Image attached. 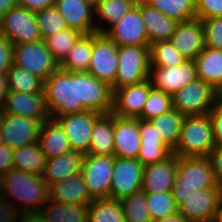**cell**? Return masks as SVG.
<instances>
[{"mask_svg":"<svg viewBox=\"0 0 222 222\" xmlns=\"http://www.w3.org/2000/svg\"><path fill=\"white\" fill-rule=\"evenodd\" d=\"M169 41L188 60H194L205 49L201 19L178 22Z\"/></svg>","mask_w":222,"mask_h":222,"instance_id":"ac0fdd59","label":"cell"},{"mask_svg":"<svg viewBox=\"0 0 222 222\" xmlns=\"http://www.w3.org/2000/svg\"><path fill=\"white\" fill-rule=\"evenodd\" d=\"M184 118V115L172 109L169 112L150 119L149 122L154 126L163 142L173 151L178 144Z\"/></svg>","mask_w":222,"mask_h":222,"instance_id":"d6a6232c","label":"cell"},{"mask_svg":"<svg viewBox=\"0 0 222 222\" xmlns=\"http://www.w3.org/2000/svg\"><path fill=\"white\" fill-rule=\"evenodd\" d=\"M7 93H8L7 74H0V108L4 103Z\"/></svg>","mask_w":222,"mask_h":222,"instance_id":"11a10c76","label":"cell"},{"mask_svg":"<svg viewBox=\"0 0 222 222\" xmlns=\"http://www.w3.org/2000/svg\"><path fill=\"white\" fill-rule=\"evenodd\" d=\"M99 113L86 110L82 113L68 114L56 120L64 129L72 151L87 154L94 122Z\"/></svg>","mask_w":222,"mask_h":222,"instance_id":"2e32d148","label":"cell"},{"mask_svg":"<svg viewBox=\"0 0 222 222\" xmlns=\"http://www.w3.org/2000/svg\"><path fill=\"white\" fill-rule=\"evenodd\" d=\"M145 25L149 45L169 40L173 34L177 21L164 15L161 11L150 6L148 3L139 6Z\"/></svg>","mask_w":222,"mask_h":222,"instance_id":"484cf974","label":"cell"},{"mask_svg":"<svg viewBox=\"0 0 222 222\" xmlns=\"http://www.w3.org/2000/svg\"><path fill=\"white\" fill-rule=\"evenodd\" d=\"M0 34L13 45L42 40L35 13L19 4L0 19Z\"/></svg>","mask_w":222,"mask_h":222,"instance_id":"9c48e42d","label":"cell"},{"mask_svg":"<svg viewBox=\"0 0 222 222\" xmlns=\"http://www.w3.org/2000/svg\"><path fill=\"white\" fill-rule=\"evenodd\" d=\"M140 143L139 119L114 114V157L137 159Z\"/></svg>","mask_w":222,"mask_h":222,"instance_id":"d6986e66","label":"cell"},{"mask_svg":"<svg viewBox=\"0 0 222 222\" xmlns=\"http://www.w3.org/2000/svg\"><path fill=\"white\" fill-rule=\"evenodd\" d=\"M125 222H151L147 208L146 194L143 191L120 200Z\"/></svg>","mask_w":222,"mask_h":222,"instance_id":"60d3db41","label":"cell"},{"mask_svg":"<svg viewBox=\"0 0 222 222\" xmlns=\"http://www.w3.org/2000/svg\"><path fill=\"white\" fill-rule=\"evenodd\" d=\"M208 188H220L209 157H178L177 172L171 189L176 205L179 207L193 191Z\"/></svg>","mask_w":222,"mask_h":222,"instance_id":"3957f363","label":"cell"},{"mask_svg":"<svg viewBox=\"0 0 222 222\" xmlns=\"http://www.w3.org/2000/svg\"><path fill=\"white\" fill-rule=\"evenodd\" d=\"M201 20L204 27L205 47L222 50V17Z\"/></svg>","mask_w":222,"mask_h":222,"instance_id":"ee69618b","label":"cell"},{"mask_svg":"<svg viewBox=\"0 0 222 222\" xmlns=\"http://www.w3.org/2000/svg\"><path fill=\"white\" fill-rule=\"evenodd\" d=\"M151 222L162 219L178 211V206L170 192L145 193Z\"/></svg>","mask_w":222,"mask_h":222,"instance_id":"ab89813d","label":"cell"},{"mask_svg":"<svg viewBox=\"0 0 222 222\" xmlns=\"http://www.w3.org/2000/svg\"><path fill=\"white\" fill-rule=\"evenodd\" d=\"M178 167V156L172 153L161 162L146 165L141 191L144 193L170 192Z\"/></svg>","mask_w":222,"mask_h":222,"instance_id":"7402d4cb","label":"cell"},{"mask_svg":"<svg viewBox=\"0 0 222 222\" xmlns=\"http://www.w3.org/2000/svg\"><path fill=\"white\" fill-rule=\"evenodd\" d=\"M93 52V33L82 34L59 63V68L69 72H87Z\"/></svg>","mask_w":222,"mask_h":222,"instance_id":"f1b7e54d","label":"cell"},{"mask_svg":"<svg viewBox=\"0 0 222 222\" xmlns=\"http://www.w3.org/2000/svg\"><path fill=\"white\" fill-rule=\"evenodd\" d=\"M154 222H190L179 211Z\"/></svg>","mask_w":222,"mask_h":222,"instance_id":"9f6ffc18","label":"cell"},{"mask_svg":"<svg viewBox=\"0 0 222 222\" xmlns=\"http://www.w3.org/2000/svg\"><path fill=\"white\" fill-rule=\"evenodd\" d=\"M217 100L218 91L198 78L172 95L173 109L184 116L208 114Z\"/></svg>","mask_w":222,"mask_h":222,"instance_id":"8992f818","label":"cell"},{"mask_svg":"<svg viewBox=\"0 0 222 222\" xmlns=\"http://www.w3.org/2000/svg\"><path fill=\"white\" fill-rule=\"evenodd\" d=\"M218 99L222 102V88L218 91Z\"/></svg>","mask_w":222,"mask_h":222,"instance_id":"be15d7a7","label":"cell"},{"mask_svg":"<svg viewBox=\"0 0 222 222\" xmlns=\"http://www.w3.org/2000/svg\"><path fill=\"white\" fill-rule=\"evenodd\" d=\"M147 3L177 22L196 18L195 0H148Z\"/></svg>","mask_w":222,"mask_h":222,"instance_id":"d590c367","label":"cell"},{"mask_svg":"<svg viewBox=\"0 0 222 222\" xmlns=\"http://www.w3.org/2000/svg\"><path fill=\"white\" fill-rule=\"evenodd\" d=\"M144 167L138 159L114 157L110 198L122 200L140 192Z\"/></svg>","mask_w":222,"mask_h":222,"instance_id":"8fae6325","label":"cell"},{"mask_svg":"<svg viewBox=\"0 0 222 222\" xmlns=\"http://www.w3.org/2000/svg\"><path fill=\"white\" fill-rule=\"evenodd\" d=\"M197 19L222 17V0H195Z\"/></svg>","mask_w":222,"mask_h":222,"instance_id":"f6af8a7d","label":"cell"},{"mask_svg":"<svg viewBox=\"0 0 222 222\" xmlns=\"http://www.w3.org/2000/svg\"><path fill=\"white\" fill-rule=\"evenodd\" d=\"M48 193L49 200L63 204H90L93 201L81 173L50 184Z\"/></svg>","mask_w":222,"mask_h":222,"instance_id":"603a6c76","label":"cell"},{"mask_svg":"<svg viewBox=\"0 0 222 222\" xmlns=\"http://www.w3.org/2000/svg\"><path fill=\"white\" fill-rule=\"evenodd\" d=\"M194 62L197 78L219 91L222 88V50L205 47Z\"/></svg>","mask_w":222,"mask_h":222,"instance_id":"83f0119b","label":"cell"},{"mask_svg":"<svg viewBox=\"0 0 222 222\" xmlns=\"http://www.w3.org/2000/svg\"><path fill=\"white\" fill-rule=\"evenodd\" d=\"M84 154L70 151L58 157L47 159L43 179L48 186L56 181L68 179L81 173Z\"/></svg>","mask_w":222,"mask_h":222,"instance_id":"cb8c5ba5","label":"cell"},{"mask_svg":"<svg viewBox=\"0 0 222 222\" xmlns=\"http://www.w3.org/2000/svg\"><path fill=\"white\" fill-rule=\"evenodd\" d=\"M38 143L46 159L58 157L72 151L64 129L53 118L43 121Z\"/></svg>","mask_w":222,"mask_h":222,"instance_id":"d4e9b609","label":"cell"},{"mask_svg":"<svg viewBox=\"0 0 222 222\" xmlns=\"http://www.w3.org/2000/svg\"><path fill=\"white\" fill-rule=\"evenodd\" d=\"M7 83L8 91L25 94L44 93V81L42 79L14 64L7 72Z\"/></svg>","mask_w":222,"mask_h":222,"instance_id":"e575fe53","label":"cell"},{"mask_svg":"<svg viewBox=\"0 0 222 222\" xmlns=\"http://www.w3.org/2000/svg\"><path fill=\"white\" fill-rule=\"evenodd\" d=\"M105 34L118 47L149 45L139 7H132Z\"/></svg>","mask_w":222,"mask_h":222,"instance_id":"9a60e30c","label":"cell"},{"mask_svg":"<svg viewBox=\"0 0 222 222\" xmlns=\"http://www.w3.org/2000/svg\"><path fill=\"white\" fill-rule=\"evenodd\" d=\"M213 222H222V197L220 199L218 209L216 211V216Z\"/></svg>","mask_w":222,"mask_h":222,"instance_id":"680465c9","label":"cell"},{"mask_svg":"<svg viewBox=\"0 0 222 222\" xmlns=\"http://www.w3.org/2000/svg\"><path fill=\"white\" fill-rule=\"evenodd\" d=\"M172 154L164 142H141L137 159L144 165L161 162Z\"/></svg>","mask_w":222,"mask_h":222,"instance_id":"7bdbcfd3","label":"cell"},{"mask_svg":"<svg viewBox=\"0 0 222 222\" xmlns=\"http://www.w3.org/2000/svg\"><path fill=\"white\" fill-rule=\"evenodd\" d=\"M150 67L178 66L185 58L169 40L158 41L149 46Z\"/></svg>","mask_w":222,"mask_h":222,"instance_id":"8d00e7d4","label":"cell"},{"mask_svg":"<svg viewBox=\"0 0 222 222\" xmlns=\"http://www.w3.org/2000/svg\"><path fill=\"white\" fill-rule=\"evenodd\" d=\"M56 0H18V4L30 11H38L55 4Z\"/></svg>","mask_w":222,"mask_h":222,"instance_id":"f5cc1de1","label":"cell"},{"mask_svg":"<svg viewBox=\"0 0 222 222\" xmlns=\"http://www.w3.org/2000/svg\"><path fill=\"white\" fill-rule=\"evenodd\" d=\"M46 161L38 141L13 149V169L42 176Z\"/></svg>","mask_w":222,"mask_h":222,"instance_id":"f546056e","label":"cell"},{"mask_svg":"<svg viewBox=\"0 0 222 222\" xmlns=\"http://www.w3.org/2000/svg\"><path fill=\"white\" fill-rule=\"evenodd\" d=\"M217 186L222 189V146H215L209 154Z\"/></svg>","mask_w":222,"mask_h":222,"instance_id":"681fc988","label":"cell"},{"mask_svg":"<svg viewBox=\"0 0 222 222\" xmlns=\"http://www.w3.org/2000/svg\"><path fill=\"white\" fill-rule=\"evenodd\" d=\"M13 64V44L0 34V74H7Z\"/></svg>","mask_w":222,"mask_h":222,"instance_id":"bcb514c9","label":"cell"},{"mask_svg":"<svg viewBox=\"0 0 222 222\" xmlns=\"http://www.w3.org/2000/svg\"><path fill=\"white\" fill-rule=\"evenodd\" d=\"M45 120L4 114L0 128L3 144L16 149L38 141L41 126Z\"/></svg>","mask_w":222,"mask_h":222,"instance_id":"7c38bea8","label":"cell"},{"mask_svg":"<svg viewBox=\"0 0 222 222\" xmlns=\"http://www.w3.org/2000/svg\"><path fill=\"white\" fill-rule=\"evenodd\" d=\"M81 35L82 33L75 29L66 28L47 37L44 42L59 64Z\"/></svg>","mask_w":222,"mask_h":222,"instance_id":"74e56055","label":"cell"},{"mask_svg":"<svg viewBox=\"0 0 222 222\" xmlns=\"http://www.w3.org/2000/svg\"><path fill=\"white\" fill-rule=\"evenodd\" d=\"M114 150V113L99 114L92 129L87 154L113 155Z\"/></svg>","mask_w":222,"mask_h":222,"instance_id":"4316f807","label":"cell"},{"mask_svg":"<svg viewBox=\"0 0 222 222\" xmlns=\"http://www.w3.org/2000/svg\"><path fill=\"white\" fill-rule=\"evenodd\" d=\"M141 142H163L154 126L149 121L139 119Z\"/></svg>","mask_w":222,"mask_h":222,"instance_id":"f907efd6","label":"cell"},{"mask_svg":"<svg viewBox=\"0 0 222 222\" xmlns=\"http://www.w3.org/2000/svg\"><path fill=\"white\" fill-rule=\"evenodd\" d=\"M133 7H139L144 4H147L148 0H129Z\"/></svg>","mask_w":222,"mask_h":222,"instance_id":"91938a15","label":"cell"},{"mask_svg":"<svg viewBox=\"0 0 222 222\" xmlns=\"http://www.w3.org/2000/svg\"><path fill=\"white\" fill-rule=\"evenodd\" d=\"M4 114L32 119H49L44 93L25 94L8 91L2 105Z\"/></svg>","mask_w":222,"mask_h":222,"instance_id":"ffe728a7","label":"cell"},{"mask_svg":"<svg viewBox=\"0 0 222 222\" xmlns=\"http://www.w3.org/2000/svg\"><path fill=\"white\" fill-rule=\"evenodd\" d=\"M3 115H4L3 110L2 108H0V128H1L2 120H3Z\"/></svg>","mask_w":222,"mask_h":222,"instance_id":"94428289","label":"cell"},{"mask_svg":"<svg viewBox=\"0 0 222 222\" xmlns=\"http://www.w3.org/2000/svg\"><path fill=\"white\" fill-rule=\"evenodd\" d=\"M213 125L215 144L222 146V102L218 99L209 112Z\"/></svg>","mask_w":222,"mask_h":222,"instance_id":"7dc6e473","label":"cell"},{"mask_svg":"<svg viewBox=\"0 0 222 222\" xmlns=\"http://www.w3.org/2000/svg\"><path fill=\"white\" fill-rule=\"evenodd\" d=\"M173 109L172 95L152 88L138 119L149 121Z\"/></svg>","mask_w":222,"mask_h":222,"instance_id":"b9f144b4","label":"cell"},{"mask_svg":"<svg viewBox=\"0 0 222 222\" xmlns=\"http://www.w3.org/2000/svg\"><path fill=\"white\" fill-rule=\"evenodd\" d=\"M34 13L42 40L68 28L64 17L54 5L35 11Z\"/></svg>","mask_w":222,"mask_h":222,"instance_id":"f35d334b","label":"cell"},{"mask_svg":"<svg viewBox=\"0 0 222 222\" xmlns=\"http://www.w3.org/2000/svg\"><path fill=\"white\" fill-rule=\"evenodd\" d=\"M89 3H91L93 6H95L100 0H86Z\"/></svg>","mask_w":222,"mask_h":222,"instance_id":"6125c7cd","label":"cell"},{"mask_svg":"<svg viewBox=\"0 0 222 222\" xmlns=\"http://www.w3.org/2000/svg\"><path fill=\"white\" fill-rule=\"evenodd\" d=\"M13 168V149L0 146V179Z\"/></svg>","mask_w":222,"mask_h":222,"instance_id":"816d5d0a","label":"cell"},{"mask_svg":"<svg viewBox=\"0 0 222 222\" xmlns=\"http://www.w3.org/2000/svg\"><path fill=\"white\" fill-rule=\"evenodd\" d=\"M197 79L194 60L173 67H150L149 80L153 88L173 95Z\"/></svg>","mask_w":222,"mask_h":222,"instance_id":"4fadbf2b","label":"cell"},{"mask_svg":"<svg viewBox=\"0 0 222 222\" xmlns=\"http://www.w3.org/2000/svg\"><path fill=\"white\" fill-rule=\"evenodd\" d=\"M43 92L53 119L86 110L104 114L113 109L111 86L88 72H69L58 67L44 81Z\"/></svg>","mask_w":222,"mask_h":222,"instance_id":"6da1fadb","label":"cell"},{"mask_svg":"<svg viewBox=\"0 0 222 222\" xmlns=\"http://www.w3.org/2000/svg\"><path fill=\"white\" fill-rule=\"evenodd\" d=\"M152 88L148 78L142 82L115 89L112 112L120 117L138 119Z\"/></svg>","mask_w":222,"mask_h":222,"instance_id":"e0dca14e","label":"cell"},{"mask_svg":"<svg viewBox=\"0 0 222 222\" xmlns=\"http://www.w3.org/2000/svg\"><path fill=\"white\" fill-rule=\"evenodd\" d=\"M21 212L0 195V222H18Z\"/></svg>","mask_w":222,"mask_h":222,"instance_id":"c3c4849f","label":"cell"},{"mask_svg":"<svg viewBox=\"0 0 222 222\" xmlns=\"http://www.w3.org/2000/svg\"><path fill=\"white\" fill-rule=\"evenodd\" d=\"M89 204H63L48 200L40 212L48 222H88Z\"/></svg>","mask_w":222,"mask_h":222,"instance_id":"4dcf8cb0","label":"cell"},{"mask_svg":"<svg viewBox=\"0 0 222 222\" xmlns=\"http://www.w3.org/2000/svg\"><path fill=\"white\" fill-rule=\"evenodd\" d=\"M88 222H125L120 200L103 198L88 205Z\"/></svg>","mask_w":222,"mask_h":222,"instance_id":"836d02e7","label":"cell"},{"mask_svg":"<svg viewBox=\"0 0 222 222\" xmlns=\"http://www.w3.org/2000/svg\"><path fill=\"white\" fill-rule=\"evenodd\" d=\"M3 145V142H2V139H1V137H0V146H2Z\"/></svg>","mask_w":222,"mask_h":222,"instance_id":"e7e4bbea","label":"cell"},{"mask_svg":"<svg viewBox=\"0 0 222 222\" xmlns=\"http://www.w3.org/2000/svg\"><path fill=\"white\" fill-rule=\"evenodd\" d=\"M13 64L43 81L59 67L44 40L13 45Z\"/></svg>","mask_w":222,"mask_h":222,"instance_id":"52a82bcc","label":"cell"},{"mask_svg":"<svg viewBox=\"0 0 222 222\" xmlns=\"http://www.w3.org/2000/svg\"><path fill=\"white\" fill-rule=\"evenodd\" d=\"M150 45L118 47V68L112 90L136 84L149 78Z\"/></svg>","mask_w":222,"mask_h":222,"instance_id":"5b68a950","label":"cell"},{"mask_svg":"<svg viewBox=\"0 0 222 222\" xmlns=\"http://www.w3.org/2000/svg\"><path fill=\"white\" fill-rule=\"evenodd\" d=\"M132 7L129 0H100L94 6L96 32L105 34ZM103 22L105 26L102 25Z\"/></svg>","mask_w":222,"mask_h":222,"instance_id":"1f68e13d","label":"cell"},{"mask_svg":"<svg viewBox=\"0 0 222 222\" xmlns=\"http://www.w3.org/2000/svg\"><path fill=\"white\" fill-rule=\"evenodd\" d=\"M55 8L64 17L68 28L82 34L96 32L94 6L86 0H56Z\"/></svg>","mask_w":222,"mask_h":222,"instance_id":"44dd1931","label":"cell"},{"mask_svg":"<svg viewBox=\"0 0 222 222\" xmlns=\"http://www.w3.org/2000/svg\"><path fill=\"white\" fill-rule=\"evenodd\" d=\"M0 195L12 201L21 213L40 211L49 200L48 184L42 176L13 168L0 179ZM13 200L20 202L21 207Z\"/></svg>","mask_w":222,"mask_h":222,"instance_id":"7a4b0ae2","label":"cell"},{"mask_svg":"<svg viewBox=\"0 0 222 222\" xmlns=\"http://www.w3.org/2000/svg\"><path fill=\"white\" fill-rule=\"evenodd\" d=\"M114 155L86 154L81 175L92 200L110 198Z\"/></svg>","mask_w":222,"mask_h":222,"instance_id":"ba28073f","label":"cell"},{"mask_svg":"<svg viewBox=\"0 0 222 222\" xmlns=\"http://www.w3.org/2000/svg\"><path fill=\"white\" fill-rule=\"evenodd\" d=\"M118 68V46L106 34L93 33V52L88 73L112 86Z\"/></svg>","mask_w":222,"mask_h":222,"instance_id":"30bf717a","label":"cell"},{"mask_svg":"<svg viewBox=\"0 0 222 222\" xmlns=\"http://www.w3.org/2000/svg\"><path fill=\"white\" fill-rule=\"evenodd\" d=\"M216 146L213 125L208 114L185 116L176 148L178 157L209 156Z\"/></svg>","mask_w":222,"mask_h":222,"instance_id":"277c9868","label":"cell"},{"mask_svg":"<svg viewBox=\"0 0 222 222\" xmlns=\"http://www.w3.org/2000/svg\"><path fill=\"white\" fill-rule=\"evenodd\" d=\"M17 4L18 0H0V19Z\"/></svg>","mask_w":222,"mask_h":222,"instance_id":"6f0895ef","label":"cell"},{"mask_svg":"<svg viewBox=\"0 0 222 222\" xmlns=\"http://www.w3.org/2000/svg\"><path fill=\"white\" fill-rule=\"evenodd\" d=\"M18 222H48L40 211L23 212Z\"/></svg>","mask_w":222,"mask_h":222,"instance_id":"db71d44e","label":"cell"},{"mask_svg":"<svg viewBox=\"0 0 222 222\" xmlns=\"http://www.w3.org/2000/svg\"><path fill=\"white\" fill-rule=\"evenodd\" d=\"M221 197V188L195 190L178 211L190 222H213Z\"/></svg>","mask_w":222,"mask_h":222,"instance_id":"5bb4252c","label":"cell"}]
</instances>
